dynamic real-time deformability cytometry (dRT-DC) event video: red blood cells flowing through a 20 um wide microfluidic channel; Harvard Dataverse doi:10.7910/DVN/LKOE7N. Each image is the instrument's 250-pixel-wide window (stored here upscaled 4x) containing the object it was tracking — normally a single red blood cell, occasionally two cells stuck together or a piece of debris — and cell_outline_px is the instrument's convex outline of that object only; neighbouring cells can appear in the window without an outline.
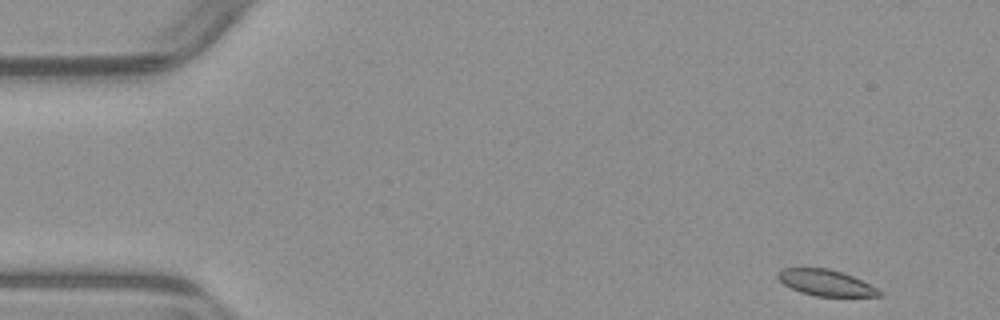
{"species": "common noctule bat (a hibernating species)", "species_latin": "Nyctalus noctula", "temperature_condition": "warm", "stored_images_in_passage": 12, "camera_frame_rate_fps": 3000, "um_per_image_px": 0.085, "animal": {"sex": "male", "body_mass_g": 23.1, "forearm_length_mm": 52.7}, "frame": {"image": 1, "passage_image": 1, "time_ms": 0.0, "image_size_px": [1000, 320], "cell_outline_px": [[884, 296], [816, 296], [800, 292], [784, 284], [776, 276], [776, 272], [780, 268], [828, 268], [844, 272], [884, 292]], "centroid_in_image_um": [70.18, 24.02], "position_along_channel_um": 14.8, "area_um2": 15.43}}